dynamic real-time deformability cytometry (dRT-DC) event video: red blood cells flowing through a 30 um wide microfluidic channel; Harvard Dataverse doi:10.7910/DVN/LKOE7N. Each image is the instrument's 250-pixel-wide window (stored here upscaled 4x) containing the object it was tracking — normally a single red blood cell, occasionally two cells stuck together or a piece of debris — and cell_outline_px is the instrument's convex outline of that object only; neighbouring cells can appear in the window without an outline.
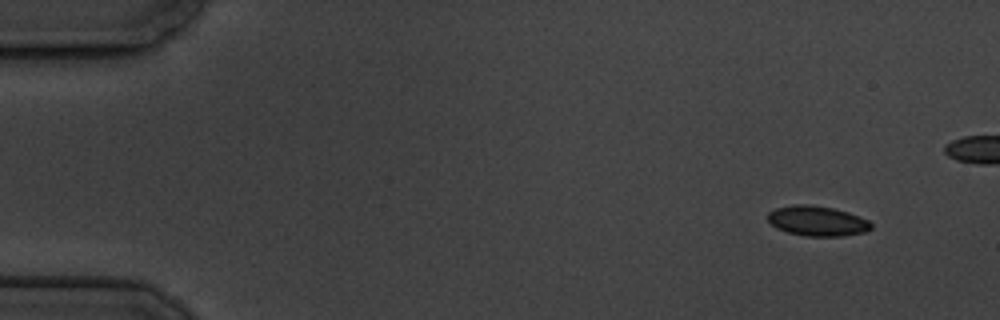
{"species": "common noctule bat (a hibernating species)", "species_latin": "Nyctalus noctula", "temperature_condition": "cold", "stored_images_in_passage": 5, "camera_frame_rate_fps": 3000, "um_per_image_px": 0.085, "animal": {"sex": "male", "body_mass_g": 19.5, "forearm_length_mm": 54.6}, "frame": {"image": 1, "passage_image": 1, "time_ms": 0.0, "image_size_px": [1000, 320], "cell_outline_px": [[872, 228], [864, 232], [840, 236], [804, 236], [788, 232], [776, 228], [768, 220], [768, 212], [776, 208], [792, 204], [808, 204], [832, 208], [848, 212], [860, 216], [868, 220], [872, 224]], "centroid_in_image_um": [69.46, 18.77], "position_along_channel_um": 15.5, "area_um2": 18.09}}